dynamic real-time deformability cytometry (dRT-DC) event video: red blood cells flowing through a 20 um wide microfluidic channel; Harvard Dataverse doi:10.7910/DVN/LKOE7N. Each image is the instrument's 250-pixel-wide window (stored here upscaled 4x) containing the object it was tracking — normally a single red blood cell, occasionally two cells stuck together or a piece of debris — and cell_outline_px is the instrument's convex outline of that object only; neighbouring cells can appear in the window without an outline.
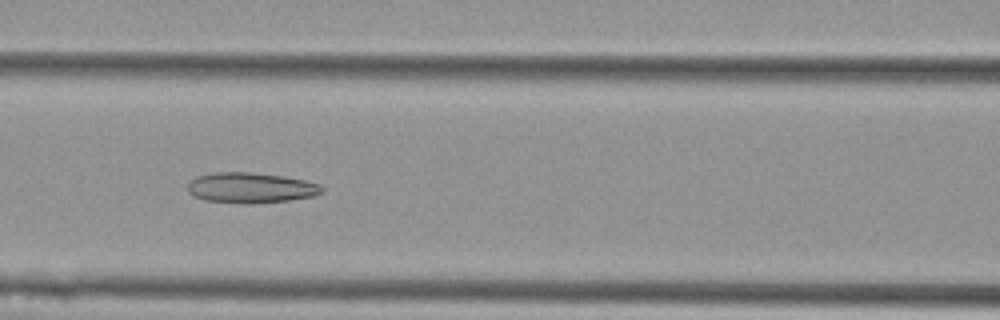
{"species": "Egyptian fruit bat (a non-hibernating species)", "species_latin": "Rousettus aegyptiacus", "temperature_condition": "cold", "stored_images_in_passage": 40, "camera_frame_rate_fps": 3000, "um_per_image_px": 0.085, "animal": {"sex": "female"}, "frame": {"image": 1, "passage_image": 8, "time_ms": 2.333, "image_size_px": [1000, 320], "cell_outline_px": [[324, 192], [312, 196], [292, 200], [252, 204], [244, 204], [204, 200], [188, 192], [188, 180], [196, 176], [212, 172], [252, 172], [284, 176], [304, 180], [320, 184], [324, 188]], "centroid_in_image_um": [21.31, 15.96], "position_along_channel_um": 145.3, "area_um2": 24.16}}
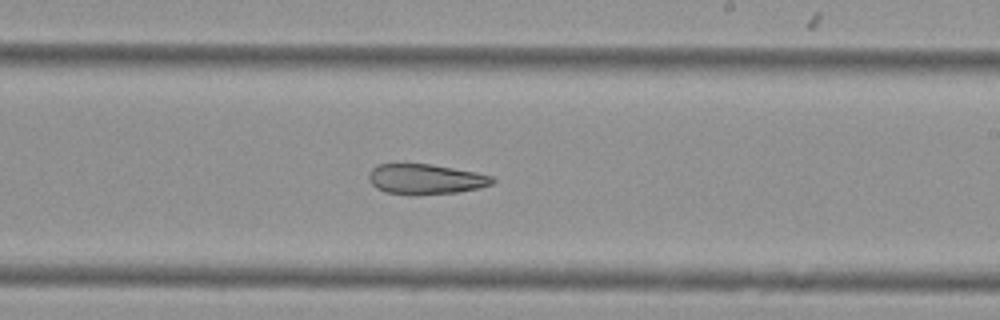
{"frame": {"image": 2, "passage_image": 17, "time_ms": 5.333, "image_size_px": [1000, 320], "cell_outline_px": [[496, 180], [492, 184], [480, 188], [456, 192], [420, 196], [412, 196], [384, 192], [376, 188], [368, 180], [368, 172], [376, 164], [432, 164], [476, 172], [492, 176]], "centroid_in_image_um": [36.14, 15.24], "position_along_channel_um": 252.9, "area_um2": 22.25}}
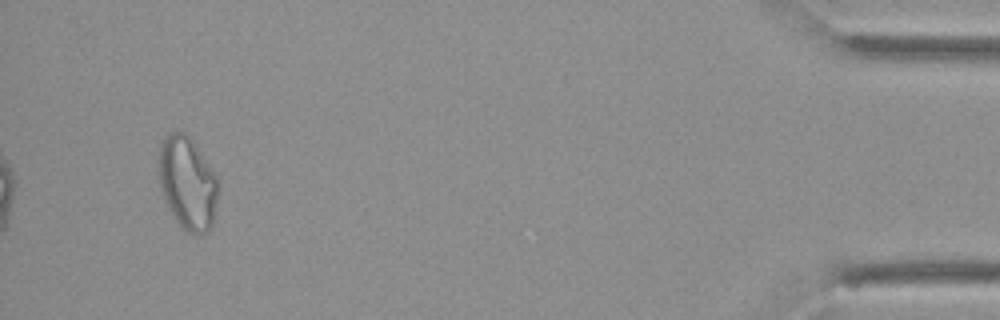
{"frame": {"image": 3, "passage_image": 37, "time_ms": 12.0, "image_size_px": [1000, 320], "cell_outline_px": [[216, 204], [212, 224], [208, 232], [200, 236], [188, 232], [180, 228], [168, 208], [160, 184], [160, 144], [164, 136], [172, 132], [184, 132], [192, 140], [216, 176]], "centroid_in_image_um": [15.93, 15.61], "position_along_channel_um": 419.3, "area_um2": 31.62}}